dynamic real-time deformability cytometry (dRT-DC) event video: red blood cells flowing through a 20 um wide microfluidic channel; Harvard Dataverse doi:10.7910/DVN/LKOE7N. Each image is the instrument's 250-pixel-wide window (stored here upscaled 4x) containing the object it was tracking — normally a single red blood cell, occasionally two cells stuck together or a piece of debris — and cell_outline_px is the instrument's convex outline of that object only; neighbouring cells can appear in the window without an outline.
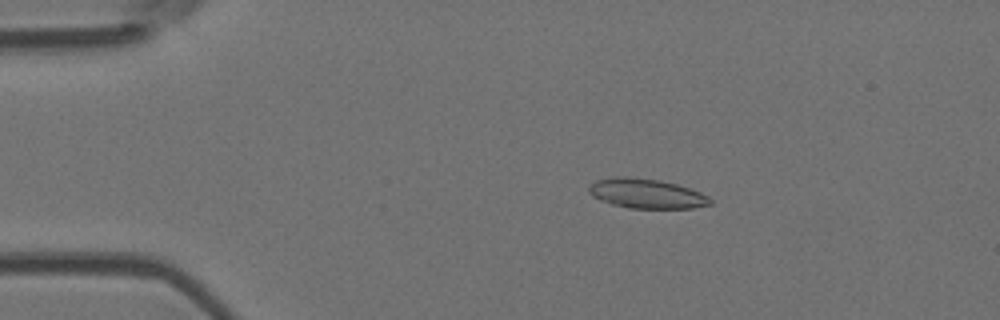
{"species": "Egyptian fruit bat (a non-hibernating species)", "species_latin": "Rousettus aegyptiacus", "temperature_condition": "room temperature", "stored_images_in_passage": 54, "camera_frame_rate_fps": 3000, "um_per_image_px": 0.085, "animal": {"sex": "female"}, "frame": {"image": 1, "passage_image": 10, "time_ms": 3.0, "image_size_px": [1000, 320], "cell_outline_px": [[712, 204], [692, 208], [628, 208], [612, 204], [600, 200], [592, 196], [588, 192], [588, 184], [596, 180], [612, 176], [624, 176], [660, 180], [676, 184], [700, 192], [708, 196], [712, 200]], "centroid_in_image_um": [54.9, 16.44], "position_along_channel_um": 30.1, "area_um2": 21.1}}
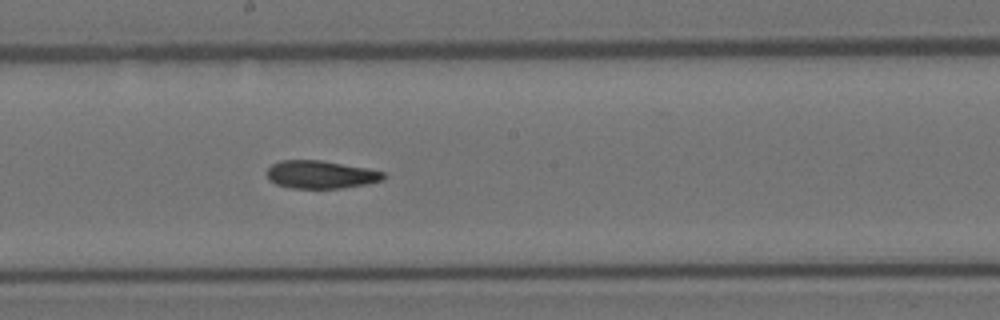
{"frame": {"image": 2, "passage_image": 29, "time_ms": 9.333, "image_size_px": [1000, 320], "cell_outline_px": [[388, 176], [384, 180], [368, 184], [344, 188], [288, 188], [276, 184], [268, 180], [264, 172], [272, 164], [280, 160], [320, 160], [368, 168], [384, 172]], "centroid_in_image_um": [27.26, 14.84], "position_along_channel_um": 220.9, "area_um2": 19.36}}
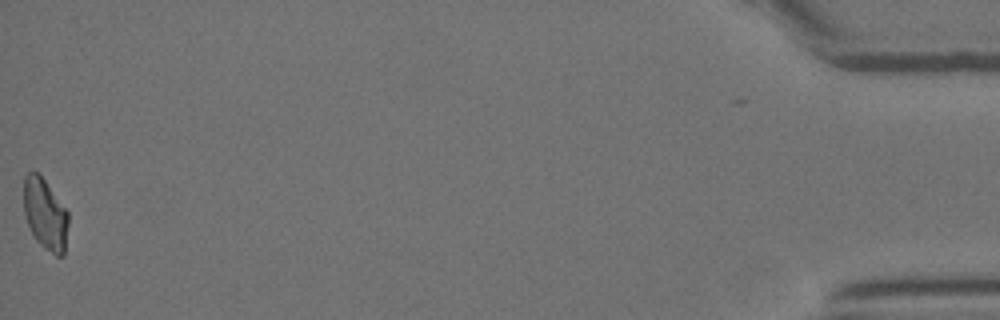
{"frame": {"image": 3, "passage_image": 53, "time_ms": 17.333, "image_size_px": [1000, 320], "cell_outline_px": [[68, 224], [64, 256], [56, 256], [44, 248], [36, 240], [24, 216], [24, 176], [28, 172], [36, 172], [44, 180], [68, 212]], "centroid_in_image_um": [3.84, 18.24], "position_along_channel_um": 431.4, "area_um2": 18.32}, "authors_computed_cell_mechanics": {"area_um2": 19.6809, "velocity_mm_per_s": 3.8588, "shape_relaxation_time_tau1_ms": null, "shape_relaxation_time_tau2_ms": 4.1799, "deformation_change_tau1": null, "deformation_change_tau2": 0.1124}}